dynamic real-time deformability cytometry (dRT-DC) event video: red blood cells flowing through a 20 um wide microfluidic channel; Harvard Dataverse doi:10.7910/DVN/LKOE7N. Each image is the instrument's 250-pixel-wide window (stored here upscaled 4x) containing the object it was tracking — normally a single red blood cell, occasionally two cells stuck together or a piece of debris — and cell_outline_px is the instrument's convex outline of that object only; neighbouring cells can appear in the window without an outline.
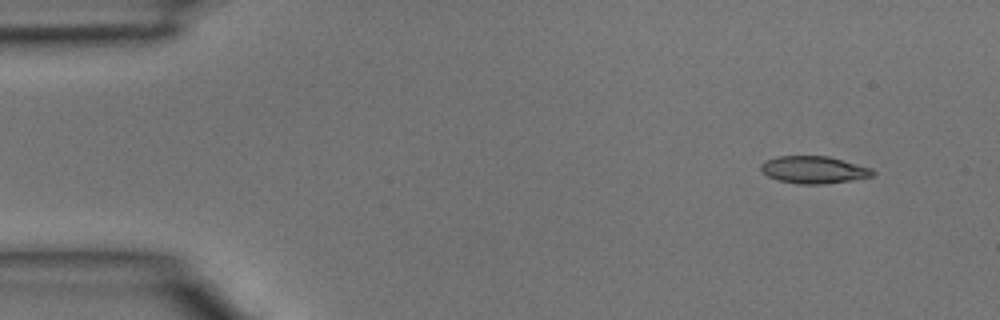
{"species": "common noctule bat (a hibernating species)", "species_latin": "Nyctalus noctula", "temperature_condition": "room temperature", "stored_images_in_passage": 4, "camera_frame_rate_fps": 3000, "um_per_image_px": 0.085, "animal": {"sex": "male", "body_mass_g": 15.6}, "frame": {"image": 1, "passage_image": 1, "time_ms": 0.0, "image_size_px": [1000, 320], "cell_outline_px": [[876, 172], [872, 176], [852, 180], [820, 184], [800, 184], [776, 180], [768, 176], [760, 168], [760, 164], [764, 160], [776, 156], [828, 156], [872, 168]], "centroid_in_image_um": [69.15, 14.42], "position_along_channel_um": 15.9, "area_um2": 17.8}}
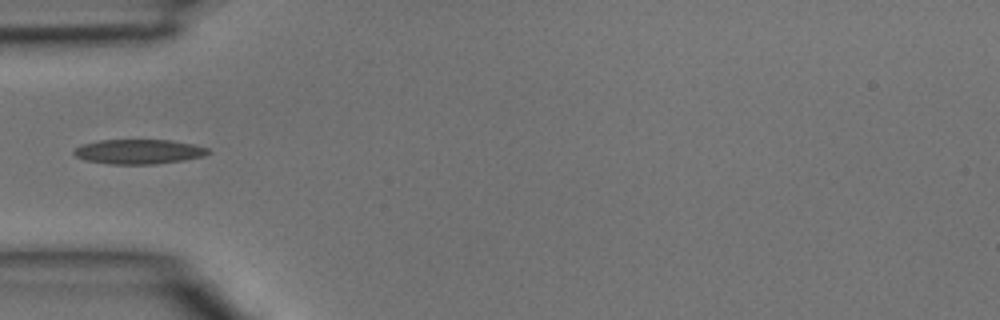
{"frame": {"image": 2, "passage_image": 4, "time_ms": 1.0, "image_size_px": [1000, 320], "cell_outline_px": [[212, 152], [204, 156], [184, 160], [156, 164], [108, 164], [84, 160], [76, 156], [72, 152], [80, 144], [100, 140], [168, 140], [196, 144], [208, 148]], "centroid_in_image_um": [11.8, 12.89], "position_along_channel_um": 73.2, "area_um2": 19.48}}